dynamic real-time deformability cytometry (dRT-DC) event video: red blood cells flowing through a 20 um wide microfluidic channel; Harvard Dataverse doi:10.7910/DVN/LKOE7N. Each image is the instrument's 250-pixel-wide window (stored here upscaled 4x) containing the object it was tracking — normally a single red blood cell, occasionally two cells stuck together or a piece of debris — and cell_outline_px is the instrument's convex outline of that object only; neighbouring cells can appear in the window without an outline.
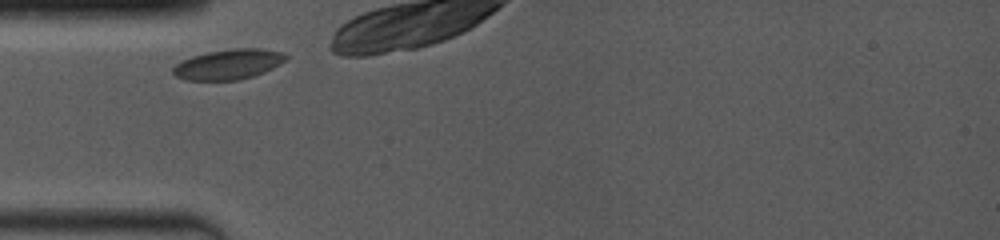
{"species": "common noctule bat (a hibernating species)", "species_latin": "Nyctalus noctula", "temperature_condition": "room temperature", "stored_images_in_passage": 37, "camera_frame_rate_fps": 4000, "um_per_image_px": 0.085, "animal": {"sex": "female", "body_mass_g": 19.0, "forearm_length_mm": 53.3}, "frame": {"image": 1, "passage_image": 1, "time_ms": 0.0, "image_size_px": [1000, 240], "cell_outline_px": [[288, 60], [264, 72], [240, 80], [188, 80], [176, 76], [172, 72], [172, 68], [180, 60], [192, 56], [208, 52], [232, 48], [260, 48], [284, 52], [288, 56]], "centroid_in_image_um": [19.44, 5.45], "position_along_channel_um": 65.6, "area_um2": 20.0}}
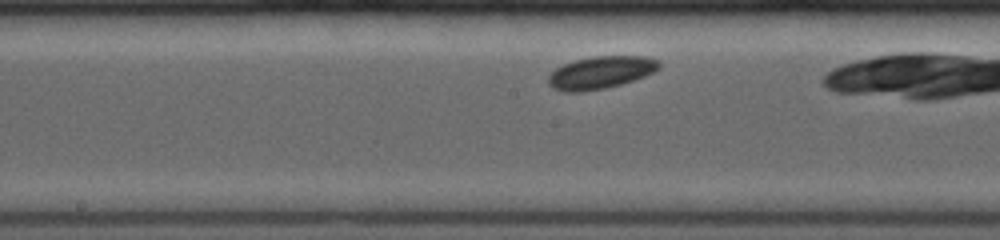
{"frame": {"image": 2, "passage_image": 15, "time_ms": 3.5, "image_size_px": [1000, 240], "cell_outline_px": [[660, 68], [644, 76], [620, 84], [604, 88], [584, 92], [564, 92], [552, 88], [548, 84], [548, 76], [556, 68], [564, 64], [576, 60], [592, 56], [644, 56], [660, 60]], "centroid_in_image_um": [51.04, 6.16], "position_along_channel_um": 197.2, "area_um2": 20.92}}
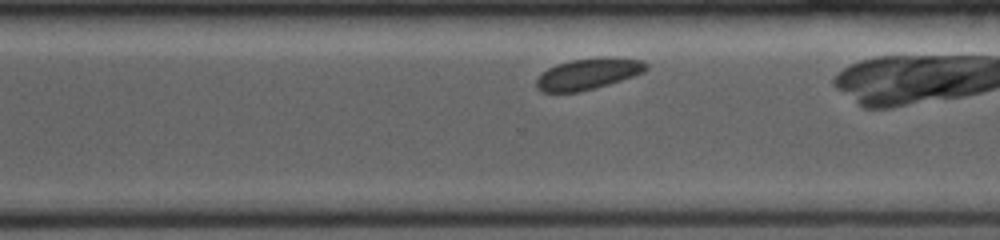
{"frame": {"image": 3, "passage_image": 28, "time_ms": 6.75, "image_size_px": [1000, 240], "cell_outline_px": [[648, 68], [644, 72], [596, 88], [580, 92], [544, 92], [536, 88], [536, 80], [548, 68], [556, 64], [572, 60], [608, 56], [644, 60], [648, 64]], "centroid_in_image_um": [50.02, 6.27], "position_along_channel_um": 320.6, "area_um2": 19.94}}